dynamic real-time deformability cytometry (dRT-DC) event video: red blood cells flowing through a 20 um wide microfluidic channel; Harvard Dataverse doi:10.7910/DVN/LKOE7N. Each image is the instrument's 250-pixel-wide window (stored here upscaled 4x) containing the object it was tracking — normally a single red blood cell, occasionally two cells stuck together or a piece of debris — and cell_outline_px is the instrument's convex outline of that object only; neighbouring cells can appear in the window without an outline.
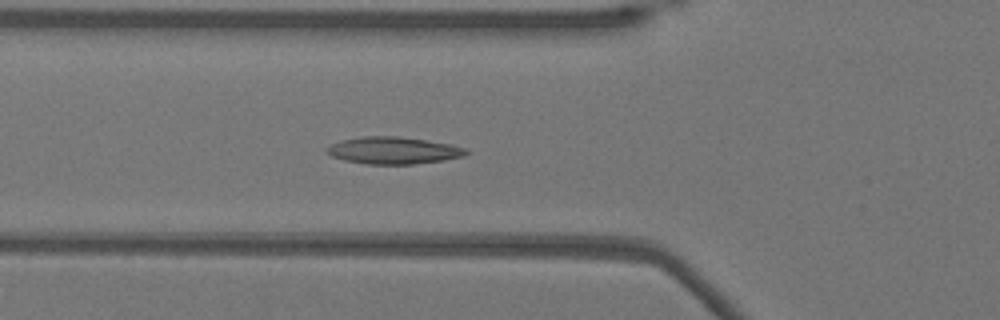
{"species": "Egyptian fruit bat (a non-hibernating species)", "species_latin": "Rousettus aegyptiacus", "temperature_condition": "warm", "stored_images_in_passage": 21, "camera_frame_rate_fps": 3000, "um_per_image_px": 0.085, "animal": {"sex": "female"}, "frame": {"image": 1, "passage_image": 14, "time_ms": 4.333, "image_size_px": [1000, 320], "cell_outline_px": [[468, 152], [464, 156], [444, 160], [412, 164], [368, 164], [344, 160], [332, 156], [324, 152], [324, 148], [340, 140], [360, 136], [400, 136], [428, 140], [452, 144], [468, 148]], "centroid_in_image_um": [33.43, 12.77], "position_along_channel_um": 92.4, "area_um2": 22.25}}
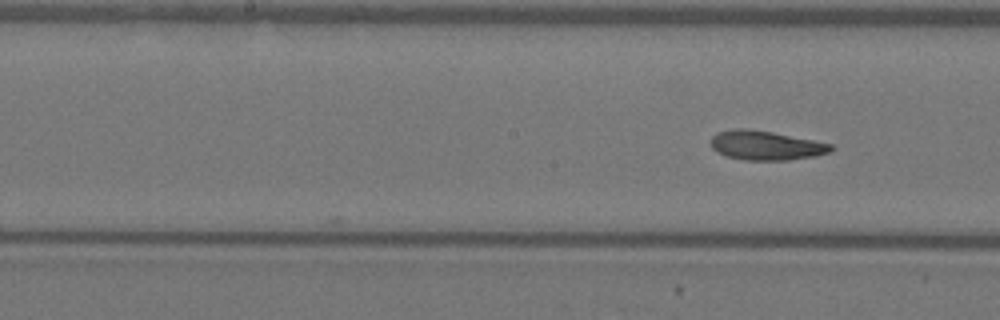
{"frame": {"image": 2, "passage_image": 21, "time_ms": 6.667, "image_size_px": [1000, 320], "cell_outline_px": [[836, 148], [832, 152], [812, 156], [788, 160], [744, 160], [728, 156], [716, 152], [712, 148], [712, 136], [716, 132], [732, 128], [748, 128], [772, 132], [832, 144]], "centroid_in_image_um": [65.09, 12.35], "position_along_channel_um": 183.1, "area_um2": 20.52}}